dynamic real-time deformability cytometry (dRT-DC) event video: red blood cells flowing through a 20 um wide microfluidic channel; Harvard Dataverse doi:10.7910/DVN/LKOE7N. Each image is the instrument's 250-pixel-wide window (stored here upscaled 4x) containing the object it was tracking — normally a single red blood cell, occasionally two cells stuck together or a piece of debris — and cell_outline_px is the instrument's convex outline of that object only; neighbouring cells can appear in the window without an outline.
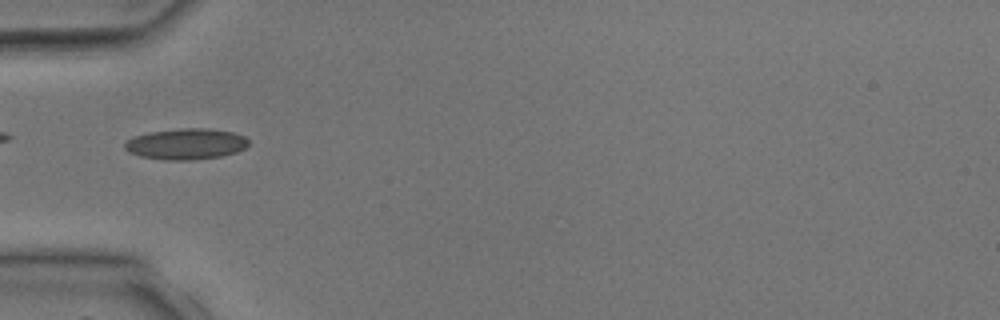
{"species": "common noctule bat (a hibernating species)", "species_latin": "Nyctalus noctula", "temperature_condition": "room temperature", "stored_images_in_passage": 2, "camera_frame_rate_fps": 3000, "um_per_image_px": 0.085, "animal": {"sex": "male", "body_mass_g": 17.9, "forearm_length_mm": 54.2}, "frame": {"image": 1, "passage_image": 2, "time_ms": 1.0, "image_size_px": [1000, 320], "cell_outline_px": [[248, 144], [244, 148], [236, 152], [220, 156], [192, 160], [164, 160], [140, 156], [128, 152], [124, 148], [124, 144], [132, 136], [152, 132], [180, 128], [204, 128], [232, 132], [244, 136], [248, 140]], "centroid_in_image_um": [15.78, 12.24], "position_along_channel_um": 69.2, "area_um2": 22.25}}